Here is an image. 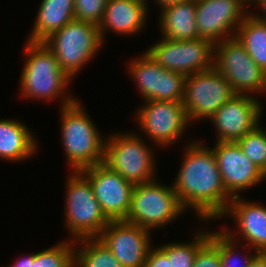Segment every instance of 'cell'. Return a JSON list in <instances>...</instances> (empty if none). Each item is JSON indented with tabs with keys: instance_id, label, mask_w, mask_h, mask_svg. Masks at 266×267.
Masks as SVG:
<instances>
[{
	"instance_id": "cell-1",
	"label": "cell",
	"mask_w": 266,
	"mask_h": 267,
	"mask_svg": "<svg viewBox=\"0 0 266 267\" xmlns=\"http://www.w3.org/2000/svg\"><path fill=\"white\" fill-rule=\"evenodd\" d=\"M206 146L196 139L188 142L172 183L183 209L194 210L204 222L219 220L232 200L222 183L213 150Z\"/></svg>"
},
{
	"instance_id": "cell-2",
	"label": "cell",
	"mask_w": 266,
	"mask_h": 267,
	"mask_svg": "<svg viewBox=\"0 0 266 267\" xmlns=\"http://www.w3.org/2000/svg\"><path fill=\"white\" fill-rule=\"evenodd\" d=\"M24 45L26 61L20 75V95L25 100L50 102L60 97L61 107L73 103L76 98L67 93L73 79L59 67L54 53L44 42L26 41Z\"/></svg>"
},
{
	"instance_id": "cell-3",
	"label": "cell",
	"mask_w": 266,
	"mask_h": 267,
	"mask_svg": "<svg viewBox=\"0 0 266 267\" xmlns=\"http://www.w3.org/2000/svg\"><path fill=\"white\" fill-rule=\"evenodd\" d=\"M61 142L72 171L104 162L105 138L78 99L60 107Z\"/></svg>"
},
{
	"instance_id": "cell-4",
	"label": "cell",
	"mask_w": 266,
	"mask_h": 267,
	"mask_svg": "<svg viewBox=\"0 0 266 267\" xmlns=\"http://www.w3.org/2000/svg\"><path fill=\"white\" fill-rule=\"evenodd\" d=\"M65 188L64 225L70 239L98 238L110 220L94 196L90 181L80 171H71Z\"/></svg>"
},
{
	"instance_id": "cell-5",
	"label": "cell",
	"mask_w": 266,
	"mask_h": 267,
	"mask_svg": "<svg viewBox=\"0 0 266 267\" xmlns=\"http://www.w3.org/2000/svg\"><path fill=\"white\" fill-rule=\"evenodd\" d=\"M44 43L71 79L93 61L104 45L97 25L76 19L53 33Z\"/></svg>"
},
{
	"instance_id": "cell-6",
	"label": "cell",
	"mask_w": 266,
	"mask_h": 267,
	"mask_svg": "<svg viewBox=\"0 0 266 267\" xmlns=\"http://www.w3.org/2000/svg\"><path fill=\"white\" fill-rule=\"evenodd\" d=\"M113 133L105 139L104 164L133 184L156 179L153 147L137 133ZM155 173V174H154Z\"/></svg>"
},
{
	"instance_id": "cell-7",
	"label": "cell",
	"mask_w": 266,
	"mask_h": 267,
	"mask_svg": "<svg viewBox=\"0 0 266 267\" xmlns=\"http://www.w3.org/2000/svg\"><path fill=\"white\" fill-rule=\"evenodd\" d=\"M185 210L172 184L167 186L156 179L134 184L126 222L153 232L176 221Z\"/></svg>"
},
{
	"instance_id": "cell-8",
	"label": "cell",
	"mask_w": 266,
	"mask_h": 267,
	"mask_svg": "<svg viewBox=\"0 0 266 267\" xmlns=\"http://www.w3.org/2000/svg\"><path fill=\"white\" fill-rule=\"evenodd\" d=\"M214 68L229 81L236 94L253 96L266 92V73L236 37L215 44Z\"/></svg>"
},
{
	"instance_id": "cell-9",
	"label": "cell",
	"mask_w": 266,
	"mask_h": 267,
	"mask_svg": "<svg viewBox=\"0 0 266 267\" xmlns=\"http://www.w3.org/2000/svg\"><path fill=\"white\" fill-rule=\"evenodd\" d=\"M134 114L140 131L156 147L172 146L191 124L182 101H143Z\"/></svg>"
},
{
	"instance_id": "cell-10",
	"label": "cell",
	"mask_w": 266,
	"mask_h": 267,
	"mask_svg": "<svg viewBox=\"0 0 266 267\" xmlns=\"http://www.w3.org/2000/svg\"><path fill=\"white\" fill-rule=\"evenodd\" d=\"M214 46L202 38L172 40L161 36L146 52L164 69L188 76L214 67Z\"/></svg>"
},
{
	"instance_id": "cell-11",
	"label": "cell",
	"mask_w": 266,
	"mask_h": 267,
	"mask_svg": "<svg viewBox=\"0 0 266 267\" xmlns=\"http://www.w3.org/2000/svg\"><path fill=\"white\" fill-rule=\"evenodd\" d=\"M236 93L214 67L186 76L183 105L190 123L209 119Z\"/></svg>"
},
{
	"instance_id": "cell-12",
	"label": "cell",
	"mask_w": 266,
	"mask_h": 267,
	"mask_svg": "<svg viewBox=\"0 0 266 267\" xmlns=\"http://www.w3.org/2000/svg\"><path fill=\"white\" fill-rule=\"evenodd\" d=\"M143 53L127 66L143 101H183L186 76L164 69L147 52Z\"/></svg>"
},
{
	"instance_id": "cell-13",
	"label": "cell",
	"mask_w": 266,
	"mask_h": 267,
	"mask_svg": "<svg viewBox=\"0 0 266 267\" xmlns=\"http://www.w3.org/2000/svg\"><path fill=\"white\" fill-rule=\"evenodd\" d=\"M243 0L196 1V24L198 35L214 45L235 37L238 27L250 13Z\"/></svg>"
},
{
	"instance_id": "cell-14",
	"label": "cell",
	"mask_w": 266,
	"mask_h": 267,
	"mask_svg": "<svg viewBox=\"0 0 266 267\" xmlns=\"http://www.w3.org/2000/svg\"><path fill=\"white\" fill-rule=\"evenodd\" d=\"M263 105L257 97L235 94L210 118L216 142H237L261 122Z\"/></svg>"
},
{
	"instance_id": "cell-15",
	"label": "cell",
	"mask_w": 266,
	"mask_h": 267,
	"mask_svg": "<svg viewBox=\"0 0 266 267\" xmlns=\"http://www.w3.org/2000/svg\"><path fill=\"white\" fill-rule=\"evenodd\" d=\"M91 183L105 216L110 221L126 220L134 184L100 163L80 171Z\"/></svg>"
},
{
	"instance_id": "cell-16",
	"label": "cell",
	"mask_w": 266,
	"mask_h": 267,
	"mask_svg": "<svg viewBox=\"0 0 266 267\" xmlns=\"http://www.w3.org/2000/svg\"><path fill=\"white\" fill-rule=\"evenodd\" d=\"M151 231L124 220L110 221L98 237L124 267H145Z\"/></svg>"
},
{
	"instance_id": "cell-17",
	"label": "cell",
	"mask_w": 266,
	"mask_h": 267,
	"mask_svg": "<svg viewBox=\"0 0 266 267\" xmlns=\"http://www.w3.org/2000/svg\"><path fill=\"white\" fill-rule=\"evenodd\" d=\"M214 145L212 150L222 183L232 198L266 180V175L245 155L237 142H215Z\"/></svg>"
},
{
	"instance_id": "cell-18",
	"label": "cell",
	"mask_w": 266,
	"mask_h": 267,
	"mask_svg": "<svg viewBox=\"0 0 266 267\" xmlns=\"http://www.w3.org/2000/svg\"><path fill=\"white\" fill-rule=\"evenodd\" d=\"M259 202H252L240 196L233 197L221 220L229 217L236 222V229H224L231 239L235 241L239 236L247 242L246 245L258 253H266V206ZM233 217V218H232ZM239 235L237 236L238 233Z\"/></svg>"
},
{
	"instance_id": "cell-19",
	"label": "cell",
	"mask_w": 266,
	"mask_h": 267,
	"mask_svg": "<svg viewBox=\"0 0 266 267\" xmlns=\"http://www.w3.org/2000/svg\"><path fill=\"white\" fill-rule=\"evenodd\" d=\"M148 0H108L103 18L98 25L104 44L106 33L132 36L142 31L148 15Z\"/></svg>"
},
{
	"instance_id": "cell-20",
	"label": "cell",
	"mask_w": 266,
	"mask_h": 267,
	"mask_svg": "<svg viewBox=\"0 0 266 267\" xmlns=\"http://www.w3.org/2000/svg\"><path fill=\"white\" fill-rule=\"evenodd\" d=\"M23 122L13 119H0V159L22 162L36 155L38 139Z\"/></svg>"
},
{
	"instance_id": "cell-21",
	"label": "cell",
	"mask_w": 266,
	"mask_h": 267,
	"mask_svg": "<svg viewBox=\"0 0 266 267\" xmlns=\"http://www.w3.org/2000/svg\"><path fill=\"white\" fill-rule=\"evenodd\" d=\"M161 36L172 40L200 38L196 24V1L186 0L164 7L159 12Z\"/></svg>"
},
{
	"instance_id": "cell-22",
	"label": "cell",
	"mask_w": 266,
	"mask_h": 267,
	"mask_svg": "<svg viewBox=\"0 0 266 267\" xmlns=\"http://www.w3.org/2000/svg\"><path fill=\"white\" fill-rule=\"evenodd\" d=\"M27 41L44 42L75 19V0H42Z\"/></svg>"
},
{
	"instance_id": "cell-23",
	"label": "cell",
	"mask_w": 266,
	"mask_h": 267,
	"mask_svg": "<svg viewBox=\"0 0 266 267\" xmlns=\"http://www.w3.org/2000/svg\"><path fill=\"white\" fill-rule=\"evenodd\" d=\"M235 37L244 45L254 62L266 73V22L256 18L250 11L238 27Z\"/></svg>"
},
{
	"instance_id": "cell-24",
	"label": "cell",
	"mask_w": 266,
	"mask_h": 267,
	"mask_svg": "<svg viewBox=\"0 0 266 267\" xmlns=\"http://www.w3.org/2000/svg\"><path fill=\"white\" fill-rule=\"evenodd\" d=\"M74 267L124 266L99 238H82L74 241Z\"/></svg>"
},
{
	"instance_id": "cell-25",
	"label": "cell",
	"mask_w": 266,
	"mask_h": 267,
	"mask_svg": "<svg viewBox=\"0 0 266 267\" xmlns=\"http://www.w3.org/2000/svg\"><path fill=\"white\" fill-rule=\"evenodd\" d=\"M197 233V234H196ZM194 233L191 242H172L159 245L171 261V267H193L197 252L209 241L210 231Z\"/></svg>"
},
{
	"instance_id": "cell-26",
	"label": "cell",
	"mask_w": 266,
	"mask_h": 267,
	"mask_svg": "<svg viewBox=\"0 0 266 267\" xmlns=\"http://www.w3.org/2000/svg\"><path fill=\"white\" fill-rule=\"evenodd\" d=\"M209 241L219 250L221 258V267H249L252 260L258 254L256 250L254 253L248 254L251 249L250 246L246 245L247 254L244 256L238 255L237 251L241 246H238L240 242L231 239L222 228L217 232L210 230ZM238 243V244H237ZM240 256L241 258H238ZM239 260V261H238ZM238 264V265H237Z\"/></svg>"
},
{
	"instance_id": "cell-27",
	"label": "cell",
	"mask_w": 266,
	"mask_h": 267,
	"mask_svg": "<svg viewBox=\"0 0 266 267\" xmlns=\"http://www.w3.org/2000/svg\"><path fill=\"white\" fill-rule=\"evenodd\" d=\"M32 267H74V241L64 239L55 246L34 253Z\"/></svg>"
},
{
	"instance_id": "cell-28",
	"label": "cell",
	"mask_w": 266,
	"mask_h": 267,
	"mask_svg": "<svg viewBox=\"0 0 266 267\" xmlns=\"http://www.w3.org/2000/svg\"><path fill=\"white\" fill-rule=\"evenodd\" d=\"M245 155L266 175V128L258 124L237 141Z\"/></svg>"
},
{
	"instance_id": "cell-29",
	"label": "cell",
	"mask_w": 266,
	"mask_h": 267,
	"mask_svg": "<svg viewBox=\"0 0 266 267\" xmlns=\"http://www.w3.org/2000/svg\"><path fill=\"white\" fill-rule=\"evenodd\" d=\"M108 0H75V19L99 25Z\"/></svg>"
},
{
	"instance_id": "cell-30",
	"label": "cell",
	"mask_w": 266,
	"mask_h": 267,
	"mask_svg": "<svg viewBox=\"0 0 266 267\" xmlns=\"http://www.w3.org/2000/svg\"><path fill=\"white\" fill-rule=\"evenodd\" d=\"M193 267H221L219 250L208 241L197 252Z\"/></svg>"
},
{
	"instance_id": "cell-31",
	"label": "cell",
	"mask_w": 266,
	"mask_h": 267,
	"mask_svg": "<svg viewBox=\"0 0 266 267\" xmlns=\"http://www.w3.org/2000/svg\"><path fill=\"white\" fill-rule=\"evenodd\" d=\"M145 267H171L167 254L159 247H151L146 258Z\"/></svg>"
},
{
	"instance_id": "cell-32",
	"label": "cell",
	"mask_w": 266,
	"mask_h": 267,
	"mask_svg": "<svg viewBox=\"0 0 266 267\" xmlns=\"http://www.w3.org/2000/svg\"><path fill=\"white\" fill-rule=\"evenodd\" d=\"M14 264L8 266V267H32V263L34 262V254L31 253L27 255L26 257H20V259H16Z\"/></svg>"
},
{
	"instance_id": "cell-33",
	"label": "cell",
	"mask_w": 266,
	"mask_h": 267,
	"mask_svg": "<svg viewBox=\"0 0 266 267\" xmlns=\"http://www.w3.org/2000/svg\"><path fill=\"white\" fill-rule=\"evenodd\" d=\"M253 4L260 7L259 11H262L260 14L256 11V13H252L256 18L263 20L266 22V0H254Z\"/></svg>"
},
{
	"instance_id": "cell-34",
	"label": "cell",
	"mask_w": 266,
	"mask_h": 267,
	"mask_svg": "<svg viewBox=\"0 0 266 267\" xmlns=\"http://www.w3.org/2000/svg\"><path fill=\"white\" fill-rule=\"evenodd\" d=\"M249 267H266V253H258Z\"/></svg>"
},
{
	"instance_id": "cell-35",
	"label": "cell",
	"mask_w": 266,
	"mask_h": 267,
	"mask_svg": "<svg viewBox=\"0 0 266 267\" xmlns=\"http://www.w3.org/2000/svg\"><path fill=\"white\" fill-rule=\"evenodd\" d=\"M186 0H155V4H157V6H159L160 9L167 7L169 5L172 4H176V3H180V2H184Z\"/></svg>"
},
{
	"instance_id": "cell-36",
	"label": "cell",
	"mask_w": 266,
	"mask_h": 267,
	"mask_svg": "<svg viewBox=\"0 0 266 267\" xmlns=\"http://www.w3.org/2000/svg\"><path fill=\"white\" fill-rule=\"evenodd\" d=\"M248 6H252V0H243Z\"/></svg>"
}]
</instances>
